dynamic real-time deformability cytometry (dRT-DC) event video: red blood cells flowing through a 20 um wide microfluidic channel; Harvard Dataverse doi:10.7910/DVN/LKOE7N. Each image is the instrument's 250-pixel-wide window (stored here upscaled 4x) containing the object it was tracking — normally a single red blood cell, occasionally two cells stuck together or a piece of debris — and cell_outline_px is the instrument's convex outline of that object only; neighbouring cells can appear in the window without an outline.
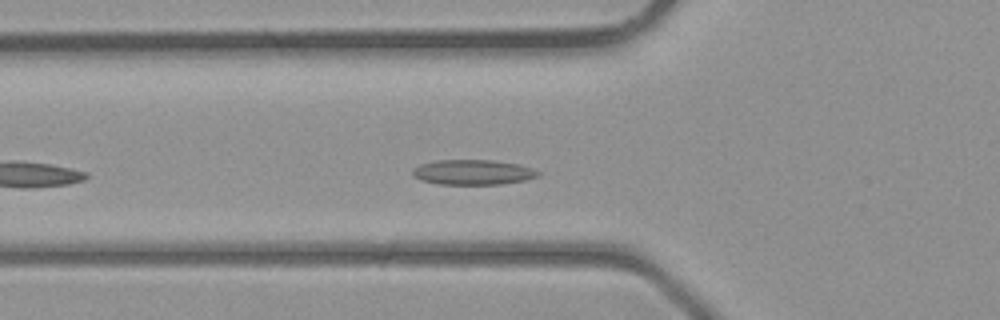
{"species": "common noctule bat (a hibernating species)", "species_latin": "Nyctalus noctula", "temperature_condition": "room temperature", "stored_images_in_passage": 8, "camera_frame_rate_fps": 3000, "um_per_image_px": 0.085, "animal": {"sex": "male", "body_mass_g": 23.1, "forearm_length_mm": 52.7}, "frame": {"image": 1, "passage_image": 5, "time_ms": 1.333, "image_size_px": [1000, 320], "cell_outline_px": [[540, 176], [524, 180], [500, 184], [436, 184], [420, 180], [412, 176], [412, 168], [420, 164], [436, 160], [492, 160], [520, 164], [532, 168], [540, 172]], "centroid_in_image_um": [40.17, 14.63], "position_along_channel_um": 85.6, "area_um2": 18.5}}